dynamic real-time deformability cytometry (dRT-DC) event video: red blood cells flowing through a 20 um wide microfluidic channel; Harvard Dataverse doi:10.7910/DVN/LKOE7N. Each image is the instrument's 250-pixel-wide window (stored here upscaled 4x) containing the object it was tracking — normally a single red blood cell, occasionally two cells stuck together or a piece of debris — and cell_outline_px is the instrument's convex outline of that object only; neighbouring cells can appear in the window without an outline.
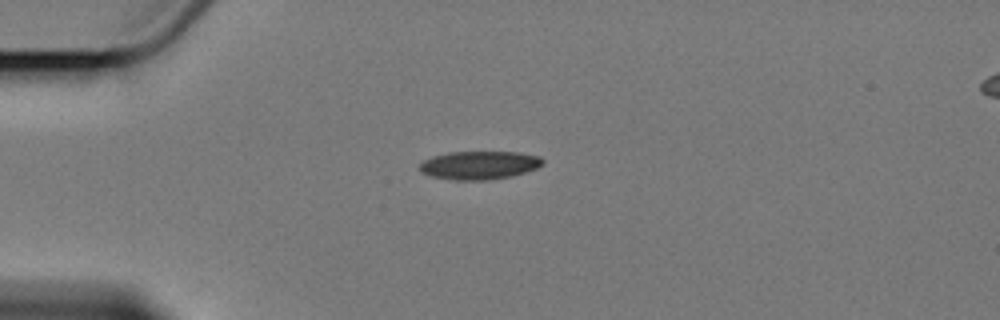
{"species": "Egyptian fruit bat (a non-hibernating species)", "species_latin": "Rousettus aegyptiacus", "temperature_condition": "cold", "stored_images_in_passage": 3, "segment_of_instrument_passage": [1, 2], "camera_frame_rate_fps": 3000, "um_per_image_px": 0.085, "animal": {"sex": "female"}, "frame": {"image": 1, "passage_image": 1, "time_ms": 0.0, "image_size_px": [1000, 320], "cell_outline_px": [[544, 164], [536, 168], [512, 176], [488, 180], [452, 180], [432, 176], [424, 172], [420, 168], [420, 164], [424, 160], [432, 156], [448, 152], [516, 152], [540, 156], [544, 160]], "centroid_in_image_um": [40.77, 14.03], "position_along_channel_um": 44.2, "area_um2": 20.23}}